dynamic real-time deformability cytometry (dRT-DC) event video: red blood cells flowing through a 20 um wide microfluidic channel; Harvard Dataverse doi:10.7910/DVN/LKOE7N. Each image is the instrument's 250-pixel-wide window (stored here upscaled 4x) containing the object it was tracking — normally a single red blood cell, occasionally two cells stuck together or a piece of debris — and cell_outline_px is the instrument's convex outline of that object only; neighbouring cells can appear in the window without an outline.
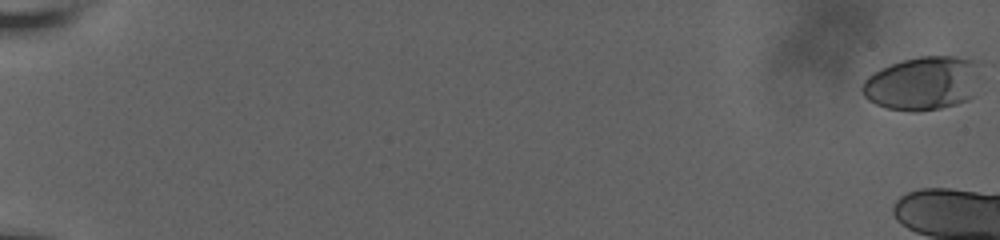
{"species": "human", "species_latin": "Homo sapiens", "temperature_condition": "room temperature", "stored_images_in_passage": 8, "camera_frame_rate_fps": 3000, "um_per_image_px": 0.085, "donor": {"sex": "male"}, "frame": {"image": 1, "passage_image": 1, "time_ms": 0.0, "image_size_px": [1000, 240], "cell_outline_px": [[984, 64], [972, 96], [968, 100], [956, 104], [940, 108], [916, 112], [912, 112], [888, 108], [876, 104], [868, 100], [864, 96], [860, 88], [864, 80], [868, 76], [880, 68], [904, 60], [920, 56], [956, 56], [980, 60]], "centroid_in_image_um": [78.49, 7.06], "position_along_channel_um": 6.5, "area_um2": 37.69}}